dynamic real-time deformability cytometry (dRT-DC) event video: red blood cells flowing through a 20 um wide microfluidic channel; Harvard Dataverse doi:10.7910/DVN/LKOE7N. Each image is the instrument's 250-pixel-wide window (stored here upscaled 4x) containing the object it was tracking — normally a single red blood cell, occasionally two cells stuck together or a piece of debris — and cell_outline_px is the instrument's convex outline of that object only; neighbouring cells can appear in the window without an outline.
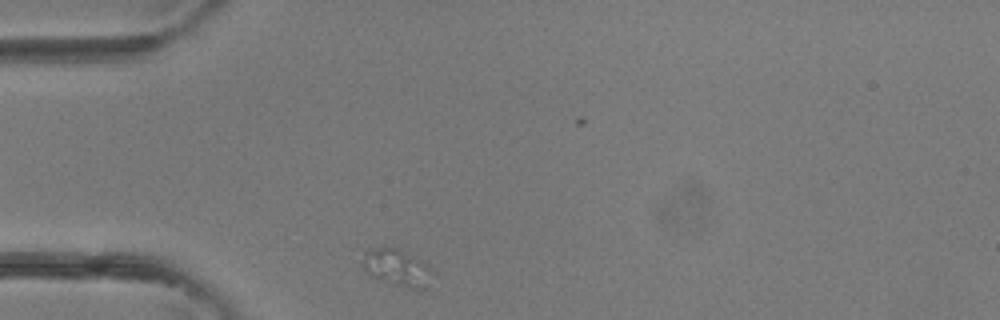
{"species": "common noctule bat (a hibernating species)", "species_latin": "Nyctalus noctula", "temperature_condition": "room temperature", "stored_images_in_passage": 24, "camera_frame_rate_fps": 3000, "um_per_image_px": 0.085, "animal": {"sex": "female"}, "frame": {"image": 1, "passage_image": 1, "time_ms": 0.0, "image_size_px": [1000, 320], "cell_outline_px": [[428, 288], [408, 288], [392, 284], [372, 276], [360, 264], [364, 252], [384, 244], [396, 248], [416, 260]], "centroid_in_image_um": [33.43, 22.7], "position_along_channel_um": 51.6, "area_um2": 13.47}}
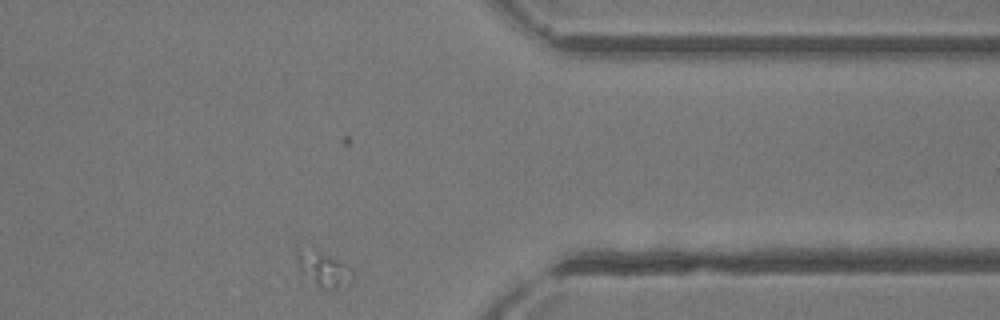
{"frame": {"image": 2, "passage_image": 24, "time_ms": 7.667, "image_size_px": [1000, 320], "cell_outline_px": [[356, 276], [348, 288], [320, 288], [300, 268], [296, 260], [296, 252], [328, 256], [340, 260], [352, 268], [356, 272]], "centroid_in_image_um": [27.72, 23.01], "position_along_channel_um": 383.7, "area_um2": 10.58}}